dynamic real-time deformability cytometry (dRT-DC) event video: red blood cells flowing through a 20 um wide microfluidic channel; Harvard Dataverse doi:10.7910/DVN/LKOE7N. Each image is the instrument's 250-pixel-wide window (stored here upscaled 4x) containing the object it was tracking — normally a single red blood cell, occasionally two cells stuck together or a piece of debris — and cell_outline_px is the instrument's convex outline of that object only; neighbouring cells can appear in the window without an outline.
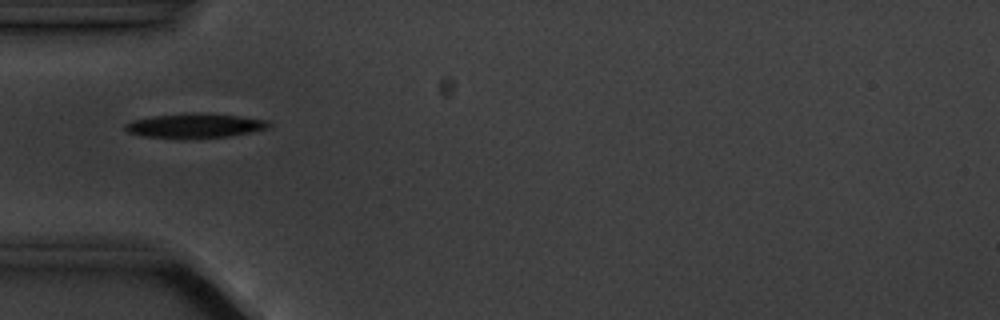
{"species": "common noctule bat (a hibernating species)", "species_latin": "Nyctalus noctula", "temperature_condition": "cold", "stored_images_in_passage": 8, "camera_frame_rate_fps": 3000, "um_per_image_px": 0.085, "animal": {"sex": "male", "body_mass_g": 20.1, "forearm_length_mm": 53.5}, "frame": {"image": 1, "passage_image": 7, "time_ms": 7.0, "image_size_px": [1000, 320], "cell_outline_px": [[272, 124], [268, 128], [252, 132], [228, 136], [184, 140], [180, 140], [144, 136], [128, 132], [124, 128], [124, 124], [132, 120], [152, 116], [192, 112], [200, 112], [236, 116], [268, 120]], "centroid_in_image_um": [16.54, 10.7], "position_along_channel_um": 68.5, "area_um2": 20.98}}